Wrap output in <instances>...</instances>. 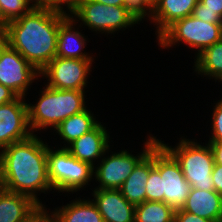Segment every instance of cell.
<instances>
[{"instance_id":"obj_28","label":"cell","mask_w":222,"mask_h":222,"mask_svg":"<svg viewBox=\"0 0 222 222\" xmlns=\"http://www.w3.org/2000/svg\"><path fill=\"white\" fill-rule=\"evenodd\" d=\"M83 1L84 0H46V3L42 7L66 16H71Z\"/></svg>"},{"instance_id":"obj_11","label":"cell","mask_w":222,"mask_h":222,"mask_svg":"<svg viewBox=\"0 0 222 222\" xmlns=\"http://www.w3.org/2000/svg\"><path fill=\"white\" fill-rule=\"evenodd\" d=\"M40 72L17 50L0 39V84L18 97L26 98L28 88L38 80Z\"/></svg>"},{"instance_id":"obj_12","label":"cell","mask_w":222,"mask_h":222,"mask_svg":"<svg viewBox=\"0 0 222 222\" xmlns=\"http://www.w3.org/2000/svg\"><path fill=\"white\" fill-rule=\"evenodd\" d=\"M26 101L23 97H17L0 106V150L33 134L29 127Z\"/></svg>"},{"instance_id":"obj_26","label":"cell","mask_w":222,"mask_h":222,"mask_svg":"<svg viewBox=\"0 0 222 222\" xmlns=\"http://www.w3.org/2000/svg\"><path fill=\"white\" fill-rule=\"evenodd\" d=\"M123 7L138 24L145 19L152 22L153 7L146 0H124Z\"/></svg>"},{"instance_id":"obj_24","label":"cell","mask_w":222,"mask_h":222,"mask_svg":"<svg viewBox=\"0 0 222 222\" xmlns=\"http://www.w3.org/2000/svg\"><path fill=\"white\" fill-rule=\"evenodd\" d=\"M33 8L29 0H0V30L7 23L28 14Z\"/></svg>"},{"instance_id":"obj_19","label":"cell","mask_w":222,"mask_h":222,"mask_svg":"<svg viewBox=\"0 0 222 222\" xmlns=\"http://www.w3.org/2000/svg\"><path fill=\"white\" fill-rule=\"evenodd\" d=\"M31 197L0 189V222H23L38 206Z\"/></svg>"},{"instance_id":"obj_3","label":"cell","mask_w":222,"mask_h":222,"mask_svg":"<svg viewBox=\"0 0 222 222\" xmlns=\"http://www.w3.org/2000/svg\"><path fill=\"white\" fill-rule=\"evenodd\" d=\"M36 104L27 103L28 122L33 134L36 131L54 130L66 118L85 110L87 96L83 90H59L46 84Z\"/></svg>"},{"instance_id":"obj_7","label":"cell","mask_w":222,"mask_h":222,"mask_svg":"<svg viewBox=\"0 0 222 222\" xmlns=\"http://www.w3.org/2000/svg\"><path fill=\"white\" fill-rule=\"evenodd\" d=\"M148 139L144 142L143 150L135 154L129 153L127 150H120L119 152H111L109 155L107 150L104 156L98 161L97 166H94L93 177L95 182L99 185L94 188L98 189H120L122 184L132 173L136 164L151 150V148L158 142L156 136L150 134ZM107 153V154H106ZM108 155V156H107ZM106 156V157H105Z\"/></svg>"},{"instance_id":"obj_30","label":"cell","mask_w":222,"mask_h":222,"mask_svg":"<svg viewBox=\"0 0 222 222\" xmlns=\"http://www.w3.org/2000/svg\"><path fill=\"white\" fill-rule=\"evenodd\" d=\"M49 211L44 204L38 205L23 222H58L54 211Z\"/></svg>"},{"instance_id":"obj_35","label":"cell","mask_w":222,"mask_h":222,"mask_svg":"<svg viewBox=\"0 0 222 222\" xmlns=\"http://www.w3.org/2000/svg\"><path fill=\"white\" fill-rule=\"evenodd\" d=\"M92 1L105 4L106 6H123L124 3V0H92Z\"/></svg>"},{"instance_id":"obj_10","label":"cell","mask_w":222,"mask_h":222,"mask_svg":"<svg viewBox=\"0 0 222 222\" xmlns=\"http://www.w3.org/2000/svg\"><path fill=\"white\" fill-rule=\"evenodd\" d=\"M94 60L56 56L40 71V78L47 79L45 84L49 88L85 91Z\"/></svg>"},{"instance_id":"obj_4","label":"cell","mask_w":222,"mask_h":222,"mask_svg":"<svg viewBox=\"0 0 222 222\" xmlns=\"http://www.w3.org/2000/svg\"><path fill=\"white\" fill-rule=\"evenodd\" d=\"M180 139L177 145L173 147L164 143V141L158 140V142L179 163L191 188L215 190L211 176L215 162L209 144L201 145L197 140L186 139L185 137Z\"/></svg>"},{"instance_id":"obj_15","label":"cell","mask_w":222,"mask_h":222,"mask_svg":"<svg viewBox=\"0 0 222 222\" xmlns=\"http://www.w3.org/2000/svg\"><path fill=\"white\" fill-rule=\"evenodd\" d=\"M77 22L70 16L59 26L56 56L72 59H94L93 53L85 51L87 40L84 34L79 31ZM84 49V51H83ZM83 51V52H82Z\"/></svg>"},{"instance_id":"obj_36","label":"cell","mask_w":222,"mask_h":222,"mask_svg":"<svg viewBox=\"0 0 222 222\" xmlns=\"http://www.w3.org/2000/svg\"><path fill=\"white\" fill-rule=\"evenodd\" d=\"M32 5L34 7H42L45 3H46V0H29Z\"/></svg>"},{"instance_id":"obj_18","label":"cell","mask_w":222,"mask_h":222,"mask_svg":"<svg viewBox=\"0 0 222 222\" xmlns=\"http://www.w3.org/2000/svg\"><path fill=\"white\" fill-rule=\"evenodd\" d=\"M199 0H159L153 7L152 24L158 37L174 21L192 15Z\"/></svg>"},{"instance_id":"obj_6","label":"cell","mask_w":222,"mask_h":222,"mask_svg":"<svg viewBox=\"0 0 222 222\" xmlns=\"http://www.w3.org/2000/svg\"><path fill=\"white\" fill-rule=\"evenodd\" d=\"M156 39L163 49L183 43L193 51L197 50L195 55L198 56L222 39V23H205L190 15L174 21Z\"/></svg>"},{"instance_id":"obj_21","label":"cell","mask_w":222,"mask_h":222,"mask_svg":"<svg viewBox=\"0 0 222 222\" xmlns=\"http://www.w3.org/2000/svg\"><path fill=\"white\" fill-rule=\"evenodd\" d=\"M53 209L58 222H104L91 198H75Z\"/></svg>"},{"instance_id":"obj_23","label":"cell","mask_w":222,"mask_h":222,"mask_svg":"<svg viewBox=\"0 0 222 222\" xmlns=\"http://www.w3.org/2000/svg\"><path fill=\"white\" fill-rule=\"evenodd\" d=\"M174 213L165 202L144 201L135 207L134 222H174Z\"/></svg>"},{"instance_id":"obj_33","label":"cell","mask_w":222,"mask_h":222,"mask_svg":"<svg viewBox=\"0 0 222 222\" xmlns=\"http://www.w3.org/2000/svg\"><path fill=\"white\" fill-rule=\"evenodd\" d=\"M18 96L8 87L0 84V106L12 102Z\"/></svg>"},{"instance_id":"obj_1","label":"cell","mask_w":222,"mask_h":222,"mask_svg":"<svg viewBox=\"0 0 222 222\" xmlns=\"http://www.w3.org/2000/svg\"><path fill=\"white\" fill-rule=\"evenodd\" d=\"M37 134L0 150L2 188L31 197L39 205L40 193L53 190L47 168L48 143ZM41 200V201H40Z\"/></svg>"},{"instance_id":"obj_8","label":"cell","mask_w":222,"mask_h":222,"mask_svg":"<svg viewBox=\"0 0 222 222\" xmlns=\"http://www.w3.org/2000/svg\"><path fill=\"white\" fill-rule=\"evenodd\" d=\"M70 17L80 22L79 28L85 26L102 35L132 29L138 24L123 6H106L92 0H84Z\"/></svg>"},{"instance_id":"obj_20","label":"cell","mask_w":222,"mask_h":222,"mask_svg":"<svg viewBox=\"0 0 222 222\" xmlns=\"http://www.w3.org/2000/svg\"><path fill=\"white\" fill-rule=\"evenodd\" d=\"M88 108L89 107L78 114L66 118L54 129V132L56 131L55 133L60 136V140L63 139L62 142L64 145H61V148H66L75 139L91 131L100 123Z\"/></svg>"},{"instance_id":"obj_9","label":"cell","mask_w":222,"mask_h":222,"mask_svg":"<svg viewBox=\"0 0 222 222\" xmlns=\"http://www.w3.org/2000/svg\"><path fill=\"white\" fill-rule=\"evenodd\" d=\"M154 168L160 173L164 202L174 210L182 209L191 190L179 163L159 143L154 145Z\"/></svg>"},{"instance_id":"obj_31","label":"cell","mask_w":222,"mask_h":222,"mask_svg":"<svg viewBox=\"0 0 222 222\" xmlns=\"http://www.w3.org/2000/svg\"><path fill=\"white\" fill-rule=\"evenodd\" d=\"M174 222H215L206 218H201L195 214L183 211L182 209L175 210Z\"/></svg>"},{"instance_id":"obj_37","label":"cell","mask_w":222,"mask_h":222,"mask_svg":"<svg viewBox=\"0 0 222 222\" xmlns=\"http://www.w3.org/2000/svg\"><path fill=\"white\" fill-rule=\"evenodd\" d=\"M152 7H154L159 0H146Z\"/></svg>"},{"instance_id":"obj_38","label":"cell","mask_w":222,"mask_h":222,"mask_svg":"<svg viewBox=\"0 0 222 222\" xmlns=\"http://www.w3.org/2000/svg\"><path fill=\"white\" fill-rule=\"evenodd\" d=\"M2 188V184H1V172H0V189Z\"/></svg>"},{"instance_id":"obj_22","label":"cell","mask_w":222,"mask_h":222,"mask_svg":"<svg viewBox=\"0 0 222 222\" xmlns=\"http://www.w3.org/2000/svg\"><path fill=\"white\" fill-rule=\"evenodd\" d=\"M194 71L222 84V39L203 50L194 59Z\"/></svg>"},{"instance_id":"obj_2","label":"cell","mask_w":222,"mask_h":222,"mask_svg":"<svg viewBox=\"0 0 222 222\" xmlns=\"http://www.w3.org/2000/svg\"><path fill=\"white\" fill-rule=\"evenodd\" d=\"M68 17L34 7L28 14L7 23L0 30L1 39L40 72L56 57L59 26Z\"/></svg>"},{"instance_id":"obj_17","label":"cell","mask_w":222,"mask_h":222,"mask_svg":"<svg viewBox=\"0 0 222 222\" xmlns=\"http://www.w3.org/2000/svg\"><path fill=\"white\" fill-rule=\"evenodd\" d=\"M183 211L215 222H222V195L215 190L191 188Z\"/></svg>"},{"instance_id":"obj_5","label":"cell","mask_w":222,"mask_h":222,"mask_svg":"<svg viewBox=\"0 0 222 222\" xmlns=\"http://www.w3.org/2000/svg\"><path fill=\"white\" fill-rule=\"evenodd\" d=\"M47 148L48 176L58 193L82 191L94 179V167L75 158L66 148Z\"/></svg>"},{"instance_id":"obj_16","label":"cell","mask_w":222,"mask_h":222,"mask_svg":"<svg viewBox=\"0 0 222 222\" xmlns=\"http://www.w3.org/2000/svg\"><path fill=\"white\" fill-rule=\"evenodd\" d=\"M154 168V146L136 164L132 173L122 184L120 191L124 198L133 205L142 204L146 201V182L149 172Z\"/></svg>"},{"instance_id":"obj_32","label":"cell","mask_w":222,"mask_h":222,"mask_svg":"<svg viewBox=\"0 0 222 222\" xmlns=\"http://www.w3.org/2000/svg\"><path fill=\"white\" fill-rule=\"evenodd\" d=\"M211 176L215 191L222 195V165L214 164Z\"/></svg>"},{"instance_id":"obj_34","label":"cell","mask_w":222,"mask_h":222,"mask_svg":"<svg viewBox=\"0 0 222 222\" xmlns=\"http://www.w3.org/2000/svg\"><path fill=\"white\" fill-rule=\"evenodd\" d=\"M212 149L215 164L222 165V142H208Z\"/></svg>"},{"instance_id":"obj_25","label":"cell","mask_w":222,"mask_h":222,"mask_svg":"<svg viewBox=\"0 0 222 222\" xmlns=\"http://www.w3.org/2000/svg\"><path fill=\"white\" fill-rule=\"evenodd\" d=\"M192 16L205 23H222V0H199Z\"/></svg>"},{"instance_id":"obj_29","label":"cell","mask_w":222,"mask_h":222,"mask_svg":"<svg viewBox=\"0 0 222 222\" xmlns=\"http://www.w3.org/2000/svg\"><path fill=\"white\" fill-rule=\"evenodd\" d=\"M213 108L211 121V135L208 142H222V98L219 99Z\"/></svg>"},{"instance_id":"obj_27","label":"cell","mask_w":222,"mask_h":222,"mask_svg":"<svg viewBox=\"0 0 222 222\" xmlns=\"http://www.w3.org/2000/svg\"><path fill=\"white\" fill-rule=\"evenodd\" d=\"M146 201L164 202V194H162L160 173L153 168L149 172V178L146 182Z\"/></svg>"},{"instance_id":"obj_13","label":"cell","mask_w":222,"mask_h":222,"mask_svg":"<svg viewBox=\"0 0 222 222\" xmlns=\"http://www.w3.org/2000/svg\"><path fill=\"white\" fill-rule=\"evenodd\" d=\"M91 193L104 222H134L136 206L123 197L120 189L94 188Z\"/></svg>"},{"instance_id":"obj_14","label":"cell","mask_w":222,"mask_h":222,"mask_svg":"<svg viewBox=\"0 0 222 222\" xmlns=\"http://www.w3.org/2000/svg\"><path fill=\"white\" fill-rule=\"evenodd\" d=\"M110 142L109 131L100 122L94 129L71 142L66 149L78 160L94 167L96 160L98 162L112 146Z\"/></svg>"}]
</instances>
